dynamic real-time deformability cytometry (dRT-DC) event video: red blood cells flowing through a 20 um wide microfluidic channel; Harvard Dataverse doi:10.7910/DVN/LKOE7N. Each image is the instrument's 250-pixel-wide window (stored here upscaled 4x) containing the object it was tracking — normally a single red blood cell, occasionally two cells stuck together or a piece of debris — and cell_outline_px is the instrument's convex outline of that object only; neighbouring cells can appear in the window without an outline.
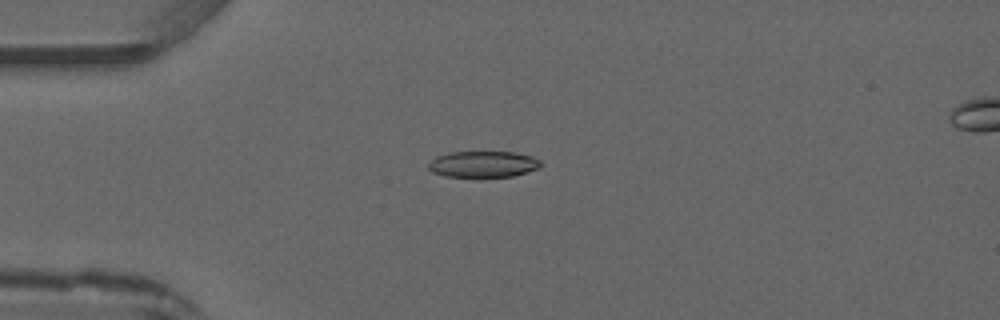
{"species": "common noctule bat (a hibernating species)", "species_latin": "Nyctalus noctula", "temperature_condition": "warm", "stored_images_in_passage": 5, "camera_frame_rate_fps": 3000, "um_per_image_px": 0.085, "animal": {"sex": "male", "forearm_length_mm": 52.5}, "frame": {"image": 1, "passage_image": 4, "time_ms": 3.333, "image_size_px": [1000, 320], "cell_outline_px": [[544, 164], [540, 168], [512, 176], [480, 180], [444, 176], [432, 172], [428, 168], [428, 164], [436, 156], [448, 152], [516, 152], [532, 156], [540, 160]], "centroid_in_image_um": [41.07, 14.0], "position_along_channel_um": 43.9, "area_um2": 18.15}}